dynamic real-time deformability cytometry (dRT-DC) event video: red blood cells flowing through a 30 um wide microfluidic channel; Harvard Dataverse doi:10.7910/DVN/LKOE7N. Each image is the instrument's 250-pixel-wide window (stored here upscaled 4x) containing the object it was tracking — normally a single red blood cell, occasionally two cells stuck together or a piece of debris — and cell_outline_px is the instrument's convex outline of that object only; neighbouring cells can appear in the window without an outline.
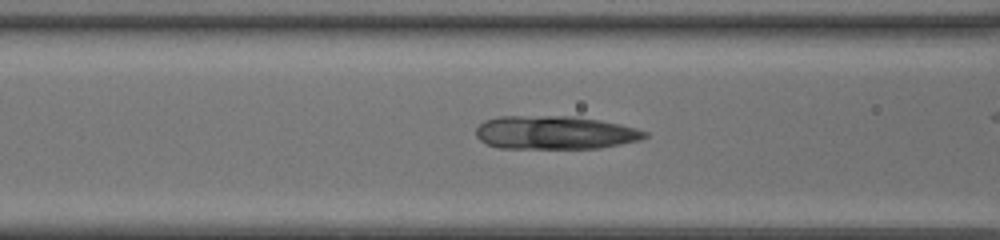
{"species": "common noctule bat (a hibernating species)", "species_latin": "Nyctalus noctula", "temperature_condition": "room temperature", "stored_images_in_passage": 41, "camera_frame_rate_fps": 3000, "um_per_image_px": 0.085, "animal": {"sex": "female", "body_mass_g": 20.0, "forearm_length_mm": 54.0}, "frame": {"image": 1, "passage_image": 22, "time_ms": 7.0, "image_size_px": [1000, 240], "cell_outline_px": [[648, 136], [640, 140], [600, 148], [500, 148], [488, 144], [480, 140], [476, 136], [476, 128], [484, 120], [496, 116], [576, 116], [600, 120], [620, 124], [636, 128], [648, 132]], "centroid_in_image_um": [47.16, 11.26], "position_along_channel_um": 119.4, "area_um2": 33.0}}
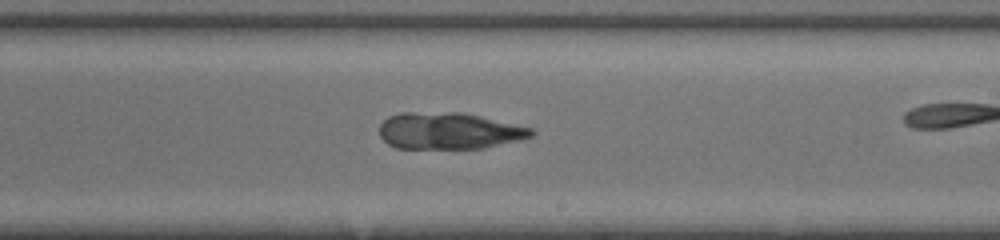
{"frame": {"image": 2, "passage_image": 31, "time_ms": 10.0, "image_size_px": [1000, 240], "cell_outline_px": [[536, 132], [532, 136], [520, 140], [484, 148], [396, 148], [388, 144], [380, 136], [380, 124], [388, 116], [400, 112], [464, 112], [532, 128]], "centroid_in_image_um": [38.16, 11.11], "position_along_channel_um": 250.8, "area_um2": 32.6}}
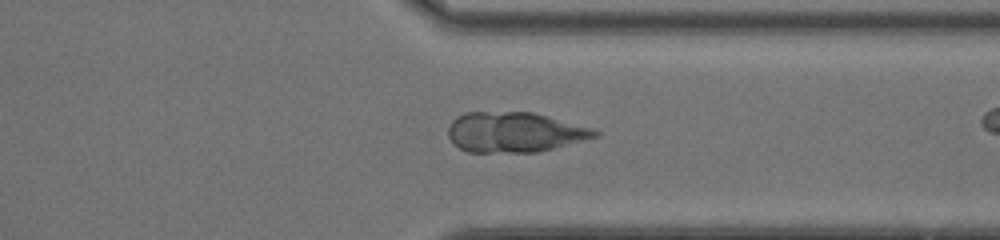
{"frame": {"image": 3, "passage_image": 39, "time_ms": 12.667, "image_size_px": [1000, 240], "cell_outline_px": [[600, 136], [540, 152], [468, 152], [452, 144], [448, 136], [448, 128], [452, 120], [456, 116], [464, 112], [532, 112], [592, 128], [600, 132]], "centroid_in_image_um": [43.72, 11.24], "position_along_channel_um": 367.7, "area_um2": 34.51}}